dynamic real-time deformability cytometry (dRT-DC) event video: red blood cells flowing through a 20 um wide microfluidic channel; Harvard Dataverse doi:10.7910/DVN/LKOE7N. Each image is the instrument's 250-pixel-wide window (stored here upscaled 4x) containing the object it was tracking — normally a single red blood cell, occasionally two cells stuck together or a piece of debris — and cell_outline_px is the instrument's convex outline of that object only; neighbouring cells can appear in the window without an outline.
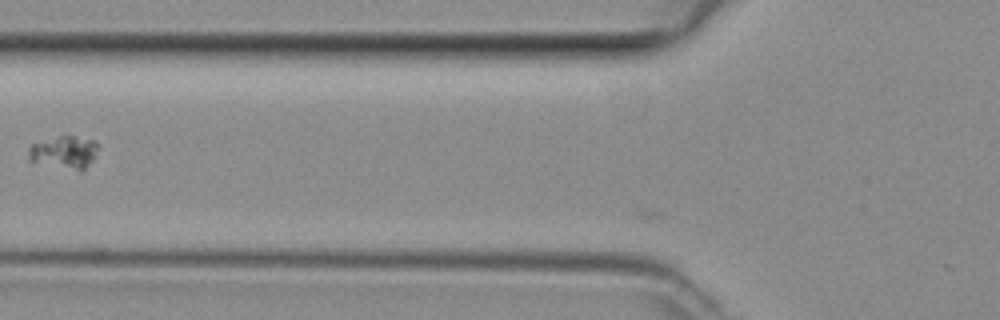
{"species": "common noctule bat (a hibernating species)", "species_latin": "Nyctalus noctula", "temperature_condition": "room temperature", "stored_images_in_passage": 33, "camera_frame_rate_fps": 3000, "um_per_image_px": 0.085, "animal": {"sex": "female", "body_mass_g": 29.2, "forearm_length_mm": 56.3}, "frame": {"image": 1, "passage_image": 7, "time_ms": 2.0, "image_size_px": [1000, 320], "cell_outline_px": [[96, 148], [92, 160], [80, 172], [28, 160], [28, 148], [32, 144], [64, 132], [92, 140], [96, 144]], "centroid_in_image_um": [5.4, 12.89], "position_along_channel_um": 120.4, "area_um2": 13.47}}
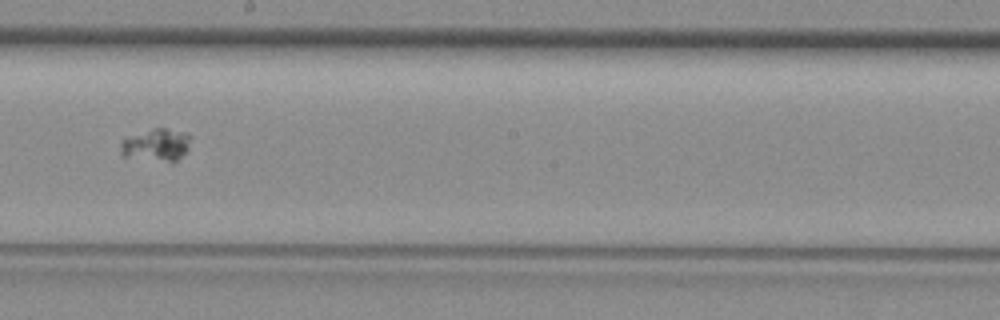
{"frame": {"image": 2, "passage_image": 15, "time_ms": 4.667, "image_size_px": [1000, 320], "cell_outline_px": [[192, 136], [188, 148], [172, 164], [120, 156], [120, 144], [128, 136], [152, 128], [168, 128], [184, 132]], "centroid_in_image_um": [13.27, 12.34], "position_along_channel_um": 234.9, "area_um2": 13.7}}
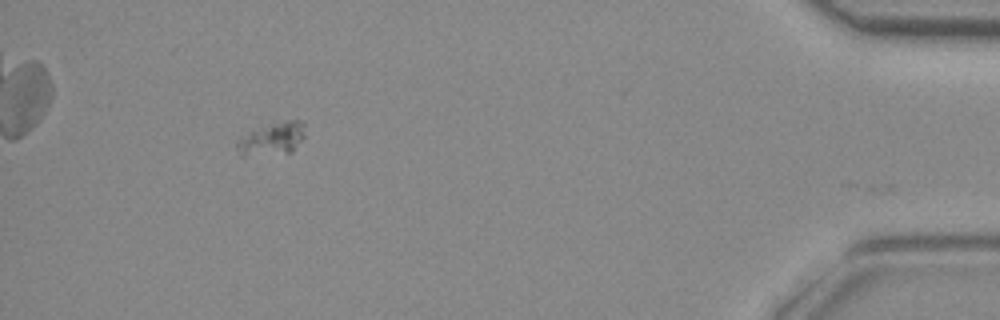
{"frame": {"image": 3, "passage_image": 32, "time_ms": 10.333, "image_size_px": [1000, 320], "cell_outline_px": [[304, 136], [292, 152], [244, 156], [240, 156], [236, 148], [236, 140], [252, 132], [272, 124], [284, 120], [300, 120], [304, 124]], "centroid_in_image_um": [23.13, 11.82], "position_along_channel_um": 412.1, "area_um2": 12.6}}